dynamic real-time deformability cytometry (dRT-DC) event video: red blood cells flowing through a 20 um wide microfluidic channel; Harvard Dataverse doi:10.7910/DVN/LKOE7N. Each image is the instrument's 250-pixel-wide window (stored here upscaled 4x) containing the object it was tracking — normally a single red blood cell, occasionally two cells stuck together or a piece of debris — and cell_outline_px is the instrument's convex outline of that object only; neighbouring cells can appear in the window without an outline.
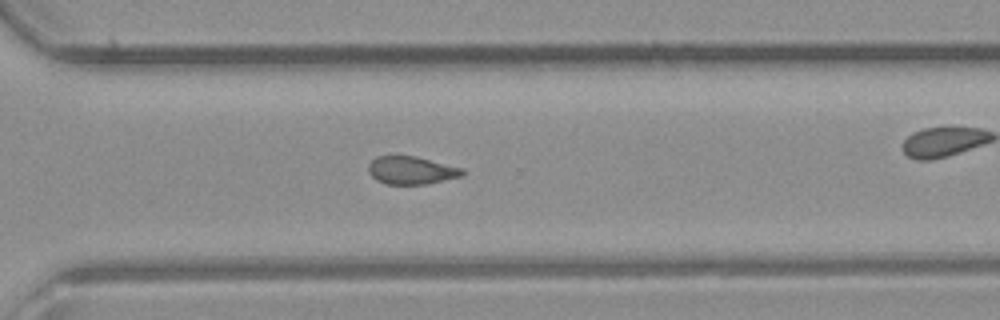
{"species": "common noctule bat (a hibernating species)", "species_latin": "Nyctalus noctula", "temperature_condition": "room temperature", "stored_images_in_passage": 42, "camera_frame_rate_fps": 3000, "um_per_image_px": 0.085, "animal": {"sex": "male", "body_mass_g": 23.1, "forearm_length_mm": 52.7}, "frame": {"image": 1, "passage_image": 30, "time_ms": 9.667, "image_size_px": [1000, 320], "cell_outline_px": [[464, 176], [424, 184], [388, 184], [376, 180], [368, 172], [368, 164], [376, 156], [416, 156], [464, 168]], "centroid_in_image_um": [34.98, 14.47], "position_along_channel_um": 335.6, "area_um2": 15.32}}